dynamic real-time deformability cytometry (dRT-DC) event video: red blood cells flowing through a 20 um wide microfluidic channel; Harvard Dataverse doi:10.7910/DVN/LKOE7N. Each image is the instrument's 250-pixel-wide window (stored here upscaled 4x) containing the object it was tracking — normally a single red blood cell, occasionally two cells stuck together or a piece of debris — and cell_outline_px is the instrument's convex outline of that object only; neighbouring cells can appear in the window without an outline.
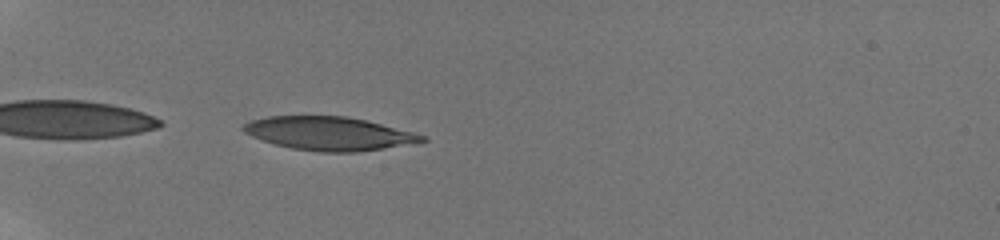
{"species": "human", "species_latin": "Homo sapiens", "temperature_condition": "room temperature", "stored_images_in_passage": 35, "camera_frame_rate_fps": 3000, "um_per_image_px": 0.085, "donor": {"sex": "male"}, "frame": {"image": 1, "passage_image": 1, "time_ms": 0.0, "image_size_px": [1000, 240], "cell_outline_px": [[428, 140], [384, 148], [356, 152], [320, 152], [292, 148], [276, 144], [252, 136], [244, 132], [240, 128], [244, 124], [252, 120], [268, 116], [348, 116], [428, 136]], "centroid_in_image_um": [27.95, 11.34], "position_along_channel_um": 57.1, "area_um2": 34.45}}
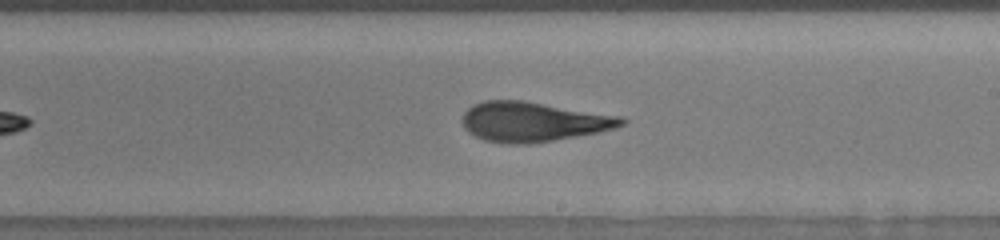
{"frame": {"image": 2, "passage_image": 18, "time_ms": 5.667, "image_size_px": [1000, 240], "cell_outline_px": [[628, 120], [624, 124], [616, 128], [596, 132], [552, 140], [528, 144], [512, 144], [484, 140], [468, 132], [464, 128], [460, 120], [464, 112], [472, 104], [484, 100], [524, 100], [620, 116]], "centroid_in_image_um": [45.27, 10.33], "position_along_channel_um": 243.7, "area_um2": 36.82}}
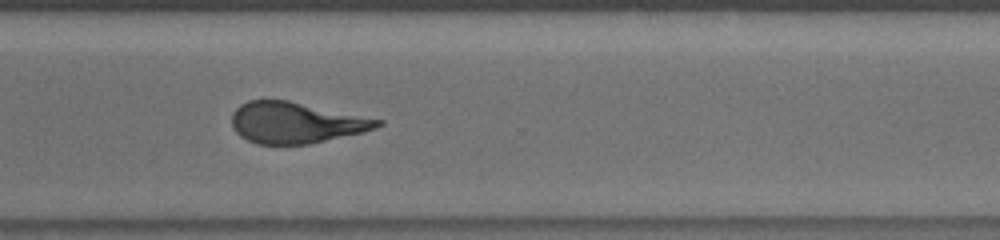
{"frame": {"image": 3, "passage_image": 26, "time_ms": 8.333, "image_size_px": [1000, 240], "cell_outline_px": [[384, 124], [376, 128], [360, 132], [308, 144], [256, 144], [240, 136], [236, 132], [232, 124], [232, 112], [240, 104], [248, 100], [288, 100], [384, 120]], "centroid_in_image_um": [25.12, 10.42], "position_along_channel_um": 345.5, "area_um2": 34.68}, "authors_computed_cell_mechanics": {"area_um2": 36.0672, "velocity_mm_per_s": 3.8295, "shape_relaxation_time_tau1_ms": 4.4665, "shape_relaxation_time_tau2_ms": 2.0234, "deformation_change_tau1": 0.199, "deformation_change_tau2": 0.1173}}